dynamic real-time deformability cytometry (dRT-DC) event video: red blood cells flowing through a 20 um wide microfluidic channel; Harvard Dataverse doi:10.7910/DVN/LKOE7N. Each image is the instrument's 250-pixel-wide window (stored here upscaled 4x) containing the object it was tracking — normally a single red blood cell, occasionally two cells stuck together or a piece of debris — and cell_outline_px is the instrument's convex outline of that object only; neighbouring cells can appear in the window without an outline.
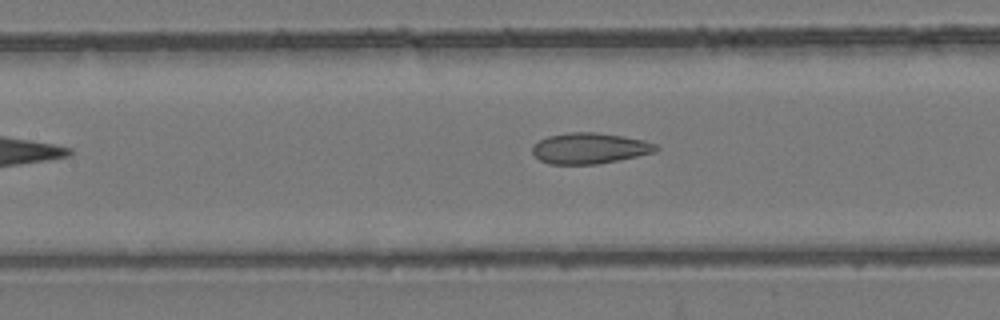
{"species": "common noctule bat (a hibernating species)", "species_latin": "Nyctalus noctula", "temperature_condition": "room temperature", "stored_images_in_passage": 5, "camera_frame_rate_fps": 3000, "um_per_image_px": 0.085, "animal": {"sex": "female", "body_mass_g": 24.6, "forearm_length_mm": 56.2}, "frame": {"image": 1, "passage_image": 4, "time_ms": 3.333, "image_size_px": [1000, 320], "cell_outline_px": [[660, 148], [656, 152], [596, 164], [548, 164], [540, 160], [532, 152], [532, 148], [540, 140], [548, 136], [568, 132], [596, 132], [624, 136], [644, 140], [656, 144]], "centroid_in_image_um": [50.14, 12.59], "position_along_channel_um": 157.3, "area_um2": 22.14}}
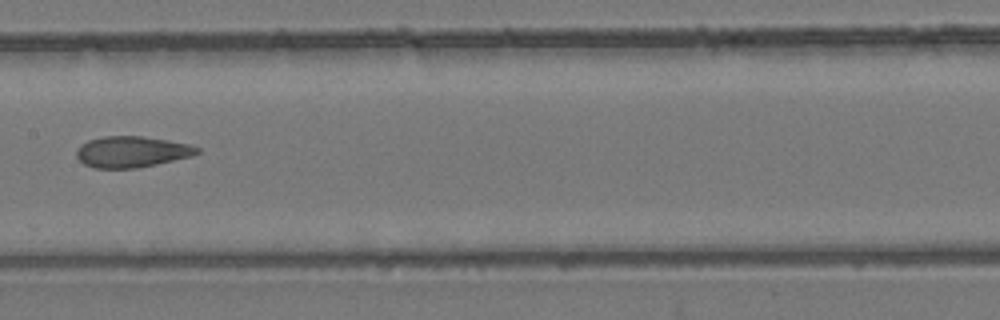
{"frame": {"image": 2, "passage_image": 5, "time_ms": 4.333, "image_size_px": [1000, 320], "cell_outline_px": [[200, 152], [192, 156], [156, 164], [136, 168], [92, 168], [84, 164], [76, 156], [76, 148], [80, 144], [88, 140], [104, 136], [144, 136], [192, 144], [200, 148]], "centroid_in_image_um": [11.2, 12.89], "position_along_channel_um": 196.2, "area_um2": 22.08}}